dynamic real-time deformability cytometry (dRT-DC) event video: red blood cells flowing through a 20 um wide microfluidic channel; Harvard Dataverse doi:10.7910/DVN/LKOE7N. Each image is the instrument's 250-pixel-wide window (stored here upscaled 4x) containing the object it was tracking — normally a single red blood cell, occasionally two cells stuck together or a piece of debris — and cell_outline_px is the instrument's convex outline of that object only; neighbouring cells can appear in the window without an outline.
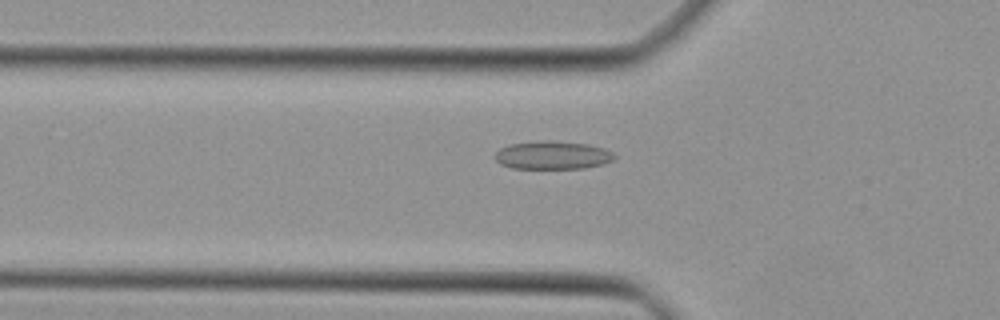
{"species": "Egyptian fruit bat (a non-hibernating species)", "species_latin": "Rousettus aegyptiacus", "temperature_condition": "cold", "stored_images_in_passage": 47, "camera_frame_rate_fps": 3000, "um_per_image_px": 0.085, "animal": {"sex": "female"}, "frame": {"image": 1, "passage_image": 16, "time_ms": 5.0, "image_size_px": [1000, 320], "cell_outline_px": [[616, 156], [612, 160], [604, 164], [584, 168], [512, 168], [500, 164], [496, 160], [496, 152], [500, 148], [508, 144], [544, 140], [552, 140], [588, 144], [604, 148], [612, 152]], "centroid_in_image_um": [46.97, 13.18], "position_along_channel_um": 78.8, "area_um2": 19.65}}
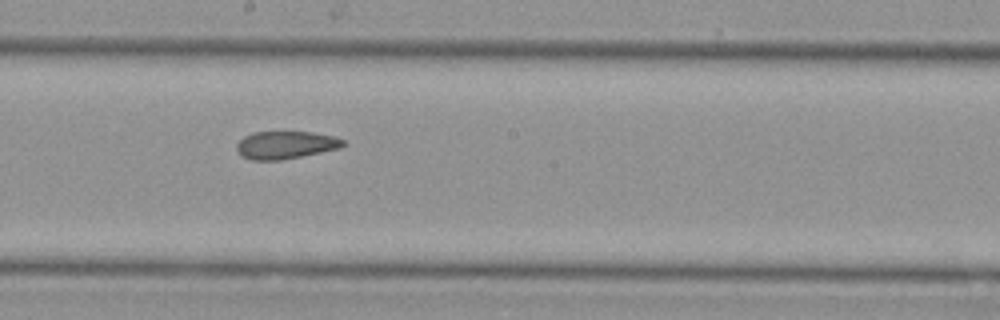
{"frame": {"image": 2, "passage_image": 26, "time_ms": 8.333, "image_size_px": [1000, 320], "cell_outline_px": [[348, 144], [340, 148], [280, 160], [252, 160], [240, 156], [236, 148], [236, 144], [244, 136], [252, 132], [312, 132], [332, 136], [344, 140]], "centroid_in_image_um": [24.25, 12.32], "position_along_channel_um": 223.9, "area_um2": 17.17}}
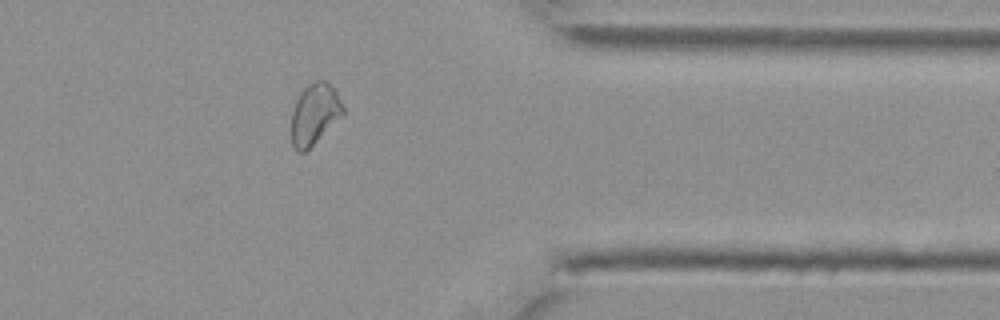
{"frame": {"image": 3, "passage_image": 38, "time_ms": 12.333, "image_size_px": [1000, 320], "cell_outline_px": [[344, 112], [304, 152], [296, 152], [292, 144], [292, 112], [296, 100], [300, 92], [308, 84], [316, 80], [324, 80], [336, 92], [344, 108]], "centroid_in_image_um": [26.7, 9.67], "position_along_channel_um": 384.7, "area_um2": 17.69}}